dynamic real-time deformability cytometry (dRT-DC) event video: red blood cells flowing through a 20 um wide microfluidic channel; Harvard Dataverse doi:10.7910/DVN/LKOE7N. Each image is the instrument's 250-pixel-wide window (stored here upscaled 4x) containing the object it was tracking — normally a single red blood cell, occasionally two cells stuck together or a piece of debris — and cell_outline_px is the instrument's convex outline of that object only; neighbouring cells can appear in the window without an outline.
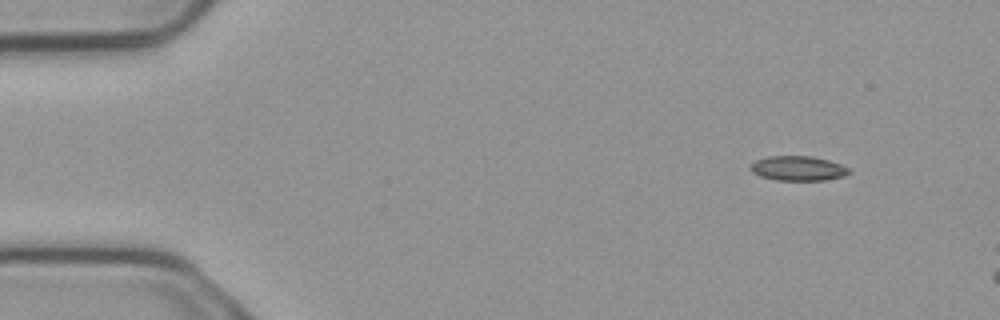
{"species": "common noctule bat (a hibernating species)", "species_latin": "Nyctalus noctula", "temperature_condition": "cold", "stored_images_in_passage": 2, "camera_frame_rate_fps": 3000, "um_per_image_px": 0.085, "animal": {"sex": "male", "body_mass_g": 23.1, "forearm_length_mm": 52.7}, "frame": {"image": 1, "passage_image": 1, "time_ms": 0.0, "image_size_px": [1000, 320], "cell_outline_px": [[852, 172], [844, 176], [824, 180], [776, 180], [760, 176], [752, 172], [752, 164], [756, 160], [768, 156], [812, 156], [828, 160], [840, 164], [848, 168]], "centroid_in_image_um": [67.86, 14.31], "position_along_channel_um": 17.1, "area_um2": 14.05}}